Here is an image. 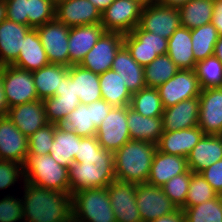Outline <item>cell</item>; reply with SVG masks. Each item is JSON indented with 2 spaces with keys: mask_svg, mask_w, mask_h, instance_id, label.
Wrapping results in <instances>:
<instances>
[{
  "mask_svg": "<svg viewBox=\"0 0 222 222\" xmlns=\"http://www.w3.org/2000/svg\"><path fill=\"white\" fill-rule=\"evenodd\" d=\"M127 125L131 140L157 144L163 134L162 117H147L127 106Z\"/></svg>",
  "mask_w": 222,
  "mask_h": 222,
  "instance_id": "25",
  "label": "cell"
},
{
  "mask_svg": "<svg viewBox=\"0 0 222 222\" xmlns=\"http://www.w3.org/2000/svg\"><path fill=\"white\" fill-rule=\"evenodd\" d=\"M47 121L60 125L63 119L80 104V99L51 96L43 100Z\"/></svg>",
  "mask_w": 222,
  "mask_h": 222,
  "instance_id": "42",
  "label": "cell"
},
{
  "mask_svg": "<svg viewBox=\"0 0 222 222\" xmlns=\"http://www.w3.org/2000/svg\"><path fill=\"white\" fill-rule=\"evenodd\" d=\"M139 26L144 31L169 39L181 27L179 10L160 4L143 7Z\"/></svg>",
  "mask_w": 222,
  "mask_h": 222,
  "instance_id": "13",
  "label": "cell"
},
{
  "mask_svg": "<svg viewBox=\"0 0 222 222\" xmlns=\"http://www.w3.org/2000/svg\"><path fill=\"white\" fill-rule=\"evenodd\" d=\"M69 76L73 80V90L80 99V104H90L102 99L99 74L80 65L69 67Z\"/></svg>",
  "mask_w": 222,
  "mask_h": 222,
  "instance_id": "29",
  "label": "cell"
},
{
  "mask_svg": "<svg viewBox=\"0 0 222 222\" xmlns=\"http://www.w3.org/2000/svg\"><path fill=\"white\" fill-rule=\"evenodd\" d=\"M123 38L122 33L105 32L79 65L99 75L108 71L123 46Z\"/></svg>",
  "mask_w": 222,
  "mask_h": 222,
  "instance_id": "12",
  "label": "cell"
},
{
  "mask_svg": "<svg viewBox=\"0 0 222 222\" xmlns=\"http://www.w3.org/2000/svg\"><path fill=\"white\" fill-rule=\"evenodd\" d=\"M204 135L199 126L175 131H164L157 143L160 152L187 158Z\"/></svg>",
  "mask_w": 222,
  "mask_h": 222,
  "instance_id": "22",
  "label": "cell"
},
{
  "mask_svg": "<svg viewBox=\"0 0 222 222\" xmlns=\"http://www.w3.org/2000/svg\"><path fill=\"white\" fill-rule=\"evenodd\" d=\"M142 7L158 4L159 0H136Z\"/></svg>",
  "mask_w": 222,
  "mask_h": 222,
  "instance_id": "60",
  "label": "cell"
},
{
  "mask_svg": "<svg viewBox=\"0 0 222 222\" xmlns=\"http://www.w3.org/2000/svg\"><path fill=\"white\" fill-rule=\"evenodd\" d=\"M96 138L104 150L113 153L131 140L127 125V106L111 108L97 128Z\"/></svg>",
  "mask_w": 222,
  "mask_h": 222,
  "instance_id": "9",
  "label": "cell"
},
{
  "mask_svg": "<svg viewBox=\"0 0 222 222\" xmlns=\"http://www.w3.org/2000/svg\"><path fill=\"white\" fill-rule=\"evenodd\" d=\"M178 10L181 26L192 30L212 23L214 0H190Z\"/></svg>",
  "mask_w": 222,
  "mask_h": 222,
  "instance_id": "33",
  "label": "cell"
},
{
  "mask_svg": "<svg viewBox=\"0 0 222 222\" xmlns=\"http://www.w3.org/2000/svg\"><path fill=\"white\" fill-rule=\"evenodd\" d=\"M70 194L107 187L116 180L113 152L104 150L96 136L81 137L78 153L68 168Z\"/></svg>",
  "mask_w": 222,
  "mask_h": 222,
  "instance_id": "1",
  "label": "cell"
},
{
  "mask_svg": "<svg viewBox=\"0 0 222 222\" xmlns=\"http://www.w3.org/2000/svg\"><path fill=\"white\" fill-rule=\"evenodd\" d=\"M6 19V6L5 1L0 0V23Z\"/></svg>",
  "mask_w": 222,
  "mask_h": 222,
  "instance_id": "59",
  "label": "cell"
},
{
  "mask_svg": "<svg viewBox=\"0 0 222 222\" xmlns=\"http://www.w3.org/2000/svg\"><path fill=\"white\" fill-rule=\"evenodd\" d=\"M179 68L173 63L168 54L156 57L150 64L144 66L146 87L158 88L171 79Z\"/></svg>",
  "mask_w": 222,
  "mask_h": 222,
  "instance_id": "35",
  "label": "cell"
},
{
  "mask_svg": "<svg viewBox=\"0 0 222 222\" xmlns=\"http://www.w3.org/2000/svg\"><path fill=\"white\" fill-rule=\"evenodd\" d=\"M199 97L183 100L164 108L162 120L164 131H175L198 126Z\"/></svg>",
  "mask_w": 222,
  "mask_h": 222,
  "instance_id": "21",
  "label": "cell"
},
{
  "mask_svg": "<svg viewBox=\"0 0 222 222\" xmlns=\"http://www.w3.org/2000/svg\"><path fill=\"white\" fill-rule=\"evenodd\" d=\"M157 144L129 140L114 155L116 180L134 184L147 183Z\"/></svg>",
  "mask_w": 222,
  "mask_h": 222,
  "instance_id": "3",
  "label": "cell"
},
{
  "mask_svg": "<svg viewBox=\"0 0 222 222\" xmlns=\"http://www.w3.org/2000/svg\"><path fill=\"white\" fill-rule=\"evenodd\" d=\"M164 108L183 100L199 97L201 88L195 70L179 69L178 72L158 88Z\"/></svg>",
  "mask_w": 222,
  "mask_h": 222,
  "instance_id": "10",
  "label": "cell"
},
{
  "mask_svg": "<svg viewBox=\"0 0 222 222\" xmlns=\"http://www.w3.org/2000/svg\"><path fill=\"white\" fill-rule=\"evenodd\" d=\"M55 96L68 99H79V97L74 94L73 80L70 78L69 74L63 79L60 88H57Z\"/></svg>",
  "mask_w": 222,
  "mask_h": 222,
  "instance_id": "52",
  "label": "cell"
},
{
  "mask_svg": "<svg viewBox=\"0 0 222 222\" xmlns=\"http://www.w3.org/2000/svg\"><path fill=\"white\" fill-rule=\"evenodd\" d=\"M28 26L37 28L55 19V0H27Z\"/></svg>",
  "mask_w": 222,
  "mask_h": 222,
  "instance_id": "43",
  "label": "cell"
},
{
  "mask_svg": "<svg viewBox=\"0 0 222 222\" xmlns=\"http://www.w3.org/2000/svg\"><path fill=\"white\" fill-rule=\"evenodd\" d=\"M56 124L48 123L28 137V154L46 155L50 153L54 141Z\"/></svg>",
  "mask_w": 222,
  "mask_h": 222,
  "instance_id": "45",
  "label": "cell"
},
{
  "mask_svg": "<svg viewBox=\"0 0 222 222\" xmlns=\"http://www.w3.org/2000/svg\"><path fill=\"white\" fill-rule=\"evenodd\" d=\"M142 8L136 0H114L101 13V25L106 32L131 33L139 25Z\"/></svg>",
  "mask_w": 222,
  "mask_h": 222,
  "instance_id": "8",
  "label": "cell"
},
{
  "mask_svg": "<svg viewBox=\"0 0 222 222\" xmlns=\"http://www.w3.org/2000/svg\"><path fill=\"white\" fill-rule=\"evenodd\" d=\"M136 203L142 222H151L177 209L161 187L148 183L136 184Z\"/></svg>",
  "mask_w": 222,
  "mask_h": 222,
  "instance_id": "11",
  "label": "cell"
},
{
  "mask_svg": "<svg viewBox=\"0 0 222 222\" xmlns=\"http://www.w3.org/2000/svg\"><path fill=\"white\" fill-rule=\"evenodd\" d=\"M105 32L101 23L70 27L69 67L79 65Z\"/></svg>",
  "mask_w": 222,
  "mask_h": 222,
  "instance_id": "18",
  "label": "cell"
},
{
  "mask_svg": "<svg viewBox=\"0 0 222 222\" xmlns=\"http://www.w3.org/2000/svg\"><path fill=\"white\" fill-rule=\"evenodd\" d=\"M218 195L222 196V159L200 172Z\"/></svg>",
  "mask_w": 222,
  "mask_h": 222,
  "instance_id": "49",
  "label": "cell"
},
{
  "mask_svg": "<svg viewBox=\"0 0 222 222\" xmlns=\"http://www.w3.org/2000/svg\"><path fill=\"white\" fill-rule=\"evenodd\" d=\"M50 64L69 67V26L54 19L36 28Z\"/></svg>",
  "mask_w": 222,
  "mask_h": 222,
  "instance_id": "7",
  "label": "cell"
},
{
  "mask_svg": "<svg viewBox=\"0 0 222 222\" xmlns=\"http://www.w3.org/2000/svg\"><path fill=\"white\" fill-rule=\"evenodd\" d=\"M91 108L92 121L96 128L101 125L102 120L108 115L112 106L105 100L100 99L87 104Z\"/></svg>",
  "mask_w": 222,
  "mask_h": 222,
  "instance_id": "51",
  "label": "cell"
},
{
  "mask_svg": "<svg viewBox=\"0 0 222 222\" xmlns=\"http://www.w3.org/2000/svg\"><path fill=\"white\" fill-rule=\"evenodd\" d=\"M218 194L212 186L205 180L201 173L191 171V180L186 196L184 210L187 207L195 206L217 197Z\"/></svg>",
  "mask_w": 222,
  "mask_h": 222,
  "instance_id": "41",
  "label": "cell"
},
{
  "mask_svg": "<svg viewBox=\"0 0 222 222\" xmlns=\"http://www.w3.org/2000/svg\"><path fill=\"white\" fill-rule=\"evenodd\" d=\"M102 99L112 107L129 106L132 94L126 88V83L120 75L112 69L99 75Z\"/></svg>",
  "mask_w": 222,
  "mask_h": 222,
  "instance_id": "32",
  "label": "cell"
},
{
  "mask_svg": "<svg viewBox=\"0 0 222 222\" xmlns=\"http://www.w3.org/2000/svg\"><path fill=\"white\" fill-rule=\"evenodd\" d=\"M212 24L216 27L219 36H222V0H214Z\"/></svg>",
  "mask_w": 222,
  "mask_h": 222,
  "instance_id": "54",
  "label": "cell"
},
{
  "mask_svg": "<svg viewBox=\"0 0 222 222\" xmlns=\"http://www.w3.org/2000/svg\"><path fill=\"white\" fill-rule=\"evenodd\" d=\"M188 170L185 157L166 154L157 149L147 183L161 187L173 177L186 173Z\"/></svg>",
  "mask_w": 222,
  "mask_h": 222,
  "instance_id": "23",
  "label": "cell"
},
{
  "mask_svg": "<svg viewBox=\"0 0 222 222\" xmlns=\"http://www.w3.org/2000/svg\"><path fill=\"white\" fill-rule=\"evenodd\" d=\"M190 0H159L158 4L163 6L179 8Z\"/></svg>",
  "mask_w": 222,
  "mask_h": 222,
  "instance_id": "57",
  "label": "cell"
},
{
  "mask_svg": "<svg viewBox=\"0 0 222 222\" xmlns=\"http://www.w3.org/2000/svg\"><path fill=\"white\" fill-rule=\"evenodd\" d=\"M217 136L222 139V127H221L220 131L218 132Z\"/></svg>",
  "mask_w": 222,
  "mask_h": 222,
  "instance_id": "61",
  "label": "cell"
},
{
  "mask_svg": "<svg viewBox=\"0 0 222 222\" xmlns=\"http://www.w3.org/2000/svg\"><path fill=\"white\" fill-rule=\"evenodd\" d=\"M28 154V137L8 118L0 117V160L24 164Z\"/></svg>",
  "mask_w": 222,
  "mask_h": 222,
  "instance_id": "16",
  "label": "cell"
},
{
  "mask_svg": "<svg viewBox=\"0 0 222 222\" xmlns=\"http://www.w3.org/2000/svg\"><path fill=\"white\" fill-rule=\"evenodd\" d=\"M123 45L125 47H149L153 48L156 54H167L168 39L144 31L139 25L131 33L124 34Z\"/></svg>",
  "mask_w": 222,
  "mask_h": 222,
  "instance_id": "38",
  "label": "cell"
},
{
  "mask_svg": "<svg viewBox=\"0 0 222 222\" xmlns=\"http://www.w3.org/2000/svg\"><path fill=\"white\" fill-rule=\"evenodd\" d=\"M186 222H222V196L184 209Z\"/></svg>",
  "mask_w": 222,
  "mask_h": 222,
  "instance_id": "40",
  "label": "cell"
},
{
  "mask_svg": "<svg viewBox=\"0 0 222 222\" xmlns=\"http://www.w3.org/2000/svg\"><path fill=\"white\" fill-rule=\"evenodd\" d=\"M191 29L180 27L168 39L167 54L179 69L195 70Z\"/></svg>",
  "mask_w": 222,
  "mask_h": 222,
  "instance_id": "28",
  "label": "cell"
},
{
  "mask_svg": "<svg viewBox=\"0 0 222 222\" xmlns=\"http://www.w3.org/2000/svg\"><path fill=\"white\" fill-rule=\"evenodd\" d=\"M101 13L107 9L114 0H89Z\"/></svg>",
  "mask_w": 222,
  "mask_h": 222,
  "instance_id": "56",
  "label": "cell"
},
{
  "mask_svg": "<svg viewBox=\"0 0 222 222\" xmlns=\"http://www.w3.org/2000/svg\"><path fill=\"white\" fill-rule=\"evenodd\" d=\"M191 38L196 63L214 55V48L218 41L219 34L212 23L192 29Z\"/></svg>",
  "mask_w": 222,
  "mask_h": 222,
  "instance_id": "34",
  "label": "cell"
},
{
  "mask_svg": "<svg viewBox=\"0 0 222 222\" xmlns=\"http://www.w3.org/2000/svg\"><path fill=\"white\" fill-rule=\"evenodd\" d=\"M214 56L222 62V36H219L214 48Z\"/></svg>",
  "mask_w": 222,
  "mask_h": 222,
  "instance_id": "58",
  "label": "cell"
},
{
  "mask_svg": "<svg viewBox=\"0 0 222 222\" xmlns=\"http://www.w3.org/2000/svg\"><path fill=\"white\" fill-rule=\"evenodd\" d=\"M151 222H186L185 212L182 208H177L170 214L160 216Z\"/></svg>",
  "mask_w": 222,
  "mask_h": 222,
  "instance_id": "53",
  "label": "cell"
},
{
  "mask_svg": "<svg viewBox=\"0 0 222 222\" xmlns=\"http://www.w3.org/2000/svg\"><path fill=\"white\" fill-rule=\"evenodd\" d=\"M55 19L69 27L101 23V12L89 0H56Z\"/></svg>",
  "mask_w": 222,
  "mask_h": 222,
  "instance_id": "15",
  "label": "cell"
},
{
  "mask_svg": "<svg viewBox=\"0 0 222 222\" xmlns=\"http://www.w3.org/2000/svg\"><path fill=\"white\" fill-rule=\"evenodd\" d=\"M6 18L28 26L27 0H4Z\"/></svg>",
  "mask_w": 222,
  "mask_h": 222,
  "instance_id": "48",
  "label": "cell"
},
{
  "mask_svg": "<svg viewBox=\"0 0 222 222\" xmlns=\"http://www.w3.org/2000/svg\"><path fill=\"white\" fill-rule=\"evenodd\" d=\"M107 191L116 222H142L136 203V184L114 180Z\"/></svg>",
  "mask_w": 222,
  "mask_h": 222,
  "instance_id": "14",
  "label": "cell"
},
{
  "mask_svg": "<svg viewBox=\"0 0 222 222\" xmlns=\"http://www.w3.org/2000/svg\"><path fill=\"white\" fill-rule=\"evenodd\" d=\"M186 159L188 168L200 173L222 159V139L217 135L204 134Z\"/></svg>",
  "mask_w": 222,
  "mask_h": 222,
  "instance_id": "24",
  "label": "cell"
},
{
  "mask_svg": "<svg viewBox=\"0 0 222 222\" xmlns=\"http://www.w3.org/2000/svg\"><path fill=\"white\" fill-rule=\"evenodd\" d=\"M61 127L74 131L80 137L96 136L97 128L92 121L91 108L79 104L60 124Z\"/></svg>",
  "mask_w": 222,
  "mask_h": 222,
  "instance_id": "37",
  "label": "cell"
},
{
  "mask_svg": "<svg viewBox=\"0 0 222 222\" xmlns=\"http://www.w3.org/2000/svg\"><path fill=\"white\" fill-rule=\"evenodd\" d=\"M8 118L27 137L49 123L46 118L43 100L40 99L10 107Z\"/></svg>",
  "mask_w": 222,
  "mask_h": 222,
  "instance_id": "19",
  "label": "cell"
},
{
  "mask_svg": "<svg viewBox=\"0 0 222 222\" xmlns=\"http://www.w3.org/2000/svg\"><path fill=\"white\" fill-rule=\"evenodd\" d=\"M49 64L37 29L31 28L23 39L22 51H20L17 60L12 65L33 72Z\"/></svg>",
  "mask_w": 222,
  "mask_h": 222,
  "instance_id": "26",
  "label": "cell"
},
{
  "mask_svg": "<svg viewBox=\"0 0 222 222\" xmlns=\"http://www.w3.org/2000/svg\"><path fill=\"white\" fill-rule=\"evenodd\" d=\"M80 140L74 131L57 125L49 154L59 165L69 168L78 153Z\"/></svg>",
  "mask_w": 222,
  "mask_h": 222,
  "instance_id": "30",
  "label": "cell"
},
{
  "mask_svg": "<svg viewBox=\"0 0 222 222\" xmlns=\"http://www.w3.org/2000/svg\"><path fill=\"white\" fill-rule=\"evenodd\" d=\"M195 72L201 90L222 87V62L216 56L197 62Z\"/></svg>",
  "mask_w": 222,
  "mask_h": 222,
  "instance_id": "39",
  "label": "cell"
},
{
  "mask_svg": "<svg viewBox=\"0 0 222 222\" xmlns=\"http://www.w3.org/2000/svg\"><path fill=\"white\" fill-rule=\"evenodd\" d=\"M23 180L50 190L70 193L68 168L59 165L50 154H27Z\"/></svg>",
  "mask_w": 222,
  "mask_h": 222,
  "instance_id": "4",
  "label": "cell"
},
{
  "mask_svg": "<svg viewBox=\"0 0 222 222\" xmlns=\"http://www.w3.org/2000/svg\"><path fill=\"white\" fill-rule=\"evenodd\" d=\"M129 106L147 117H162L164 111L159 91L153 87H144L133 93Z\"/></svg>",
  "mask_w": 222,
  "mask_h": 222,
  "instance_id": "36",
  "label": "cell"
},
{
  "mask_svg": "<svg viewBox=\"0 0 222 222\" xmlns=\"http://www.w3.org/2000/svg\"><path fill=\"white\" fill-rule=\"evenodd\" d=\"M69 74V67L61 64H49L32 72L38 98L55 96L57 88L62 85L63 79Z\"/></svg>",
  "mask_w": 222,
  "mask_h": 222,
  "instance_id": "31",
  "label": "cell"
},
{
  "mask_svg": "<svg viewBox=\"0 0 222 222\" xmlns=\"http://www.w3.org/2000/svg\"><path fill=\"white\" fill-rule=\"evenodd\" d=\"M23 220L22 199L7 195L0 200V222H16Z\"/></svg>",
  "mask_w": 222,
  "mask_h": 222,
  "instance_id": "46",
  "label": "cell"
},
{
  "mask_svg": "<svg viewBox=\"0 0 222 222\" xmlns=\"http://www.w3.org/2000/svg\"><path fill=\"white\" fill-rule=\"evenodd\" d=\"M31 27L10 21L0 23V67L12 65L22 51L23 39Z\"/></svg>",
  "mask_w": 222,
  "mask_h": 222,
  "instance_id": "20",
  "label": "cell"
},
{
  "mask_svg": "<svg viewBox=\"0 0 222 222\" xmlns=\"http://www.w3.org/2000/svg\"><path fill=\"white\" fill-rule=\"evenodd\" d=\"M3 86L9 108L39 100L32 72L3 66Z\"/></svg>",
  "mask_w": 222,
  "mask_h": 222,
  "instance_id": "6",
  "label": "cell"
},
{
  "mask_svg": "<svg viewBox=\"0 0 222 222\" xmlns=\"http://www.w3.org/2000/svg\"><path fill=\"white\" fill-rule=\"evenodd\" d=\"M191 180V170L186 173L179 174L163 186H161L165 195L176 205L177 208H182L186 202V196Z\"/></svg>",
  "mask_w": 222,
  "mask_h": 222,
  "instance_id": "44",
  "label": "cell"
},
{
  "mask_svg": "<svg viewBox=\"0 0 222 222\" xmlns=\"http://www.w3.org/2000/svg\"><path fill=\"white\" fill-rule=\"evenodd\" d=\"M111 69L117 72L123 81H125L126 88L131 94L146 87L144 67L132 58L124 45L116 53Z\"/></svg>",
  "mask_w": 222,
  "mask_h": 222,
  "instance_id": "27",
  "label": "cell"
},
{
  "mask_svg": "<svg viewBox=\"0 0 222 222\" xmlns=\"http://www.w3.org/2000/svg\"><path fill=\"white\" fill-rule=\"evenodd\" d=\"M198 126L204 134L217 135L222 127V87L201 90Z\"/></svg>",
  "mask_w": 222,
  "mask_h": 222,
  "instance_id": "17",
  "label": "cell"
},
{
  "mask_svg": "<svg viewBox=\"0 0 222 222\" xmlns=\"http://www.w3.org/2000/svg\"><path fill=\"white\" fill-rule=\"evenodd\" d=\"M23 221L69 222L72 219V195L36 186L24 180Z\"/></svg>",
  "mask_w": 222,
  "mask_h": 222,
  "instance_id": "2",
  "label": "cell"
},
{
  "mask_svg": "<svg viewBox=\"0 0 222 222\" xmlns=\"http://www.w3.org/2000/svg\"><path fill=\"white\" fill-rule=\"evenodd\" d=\"M20 176H24L22 164L0 160V190L14 185Z\"/></svg>",
  "mask_w": 222,
  "mask_h": 222,
  "instance_id": "47",
  "label": "cell"
},
{
  "mask_svg": "<svg viewBox=\"0 0 222 222\" xmlns=\"http://www.w3.org/2000/svg\"><path fill=\"white\" fill-rule=\"evenodd\" d=\"M132 58L143 67L150 64L159 55L149 47H126Z\"/></svg>",
  "mask_w": 222,
  "mask_h": 222,
  "instance_id": "50",
  "label": "cell"
},
{
  "mask_svg": "<svg viewBox=\"0 0 222 222\" xmlns=\"http://www.w3.org/2000/svg\"><path fill=\"white\" fill-rule=\"evenodd\" d=\"M9 106L3 86V66L0 67V117L8 116Z\"/></svg>",
  "mask_w": 222,
  "mask_h": 222,
  "instance_id": "55",
  "label": "cell"
},
{
  "mask_svg": "<svg viewBox=\"0 0 222 222\" xmlns=\"http://www.w3.org/2000/svg\"><path fill=\"white\" fill-rule=\"evenodd\" d=\"M76 222H116L107 187L80 190L72 195Z\"/></svg>",
  "mask_w": 222,
  "mask_h": 222,
  "instance_id": "5",
  "label": "cell"
}]
</instances>
